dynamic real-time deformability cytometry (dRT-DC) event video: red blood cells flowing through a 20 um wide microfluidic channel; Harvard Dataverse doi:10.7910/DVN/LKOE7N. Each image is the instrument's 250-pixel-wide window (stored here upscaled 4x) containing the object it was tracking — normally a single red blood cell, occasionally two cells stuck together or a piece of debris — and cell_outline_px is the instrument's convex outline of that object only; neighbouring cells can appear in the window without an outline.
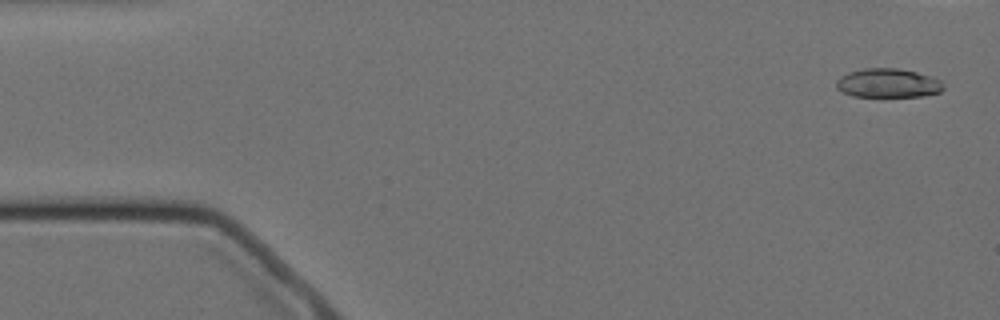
{"species": "Egyptian fruit bat (a non-hibernating species)", "species_latin": "Rousettus aegyptiacus", "temperature_condition": "cold", "stored_images_in_passage": 5, "camera_frame_rate_fps": 3000, "um_per_image_px": 0.085, "animal": {"sex": "female"}, "frame": {"image": 1, "passage_image": 1, "time_ms": 0.0, "image_size_px": [1000, 320], "cell_outline_px": [[944, 88], [940, 92], [924, 96], [852, 96], [840, 92], [836, 88], [836, 80], [840, 76], [848, 72], [864, 68], [896, 68], [916, 72], [932, 76], [944, 80]], "centroid_in_image_um": [75.49, 7.06], "position_along_channel_um": 9.5, "area_um2": 18.38}}